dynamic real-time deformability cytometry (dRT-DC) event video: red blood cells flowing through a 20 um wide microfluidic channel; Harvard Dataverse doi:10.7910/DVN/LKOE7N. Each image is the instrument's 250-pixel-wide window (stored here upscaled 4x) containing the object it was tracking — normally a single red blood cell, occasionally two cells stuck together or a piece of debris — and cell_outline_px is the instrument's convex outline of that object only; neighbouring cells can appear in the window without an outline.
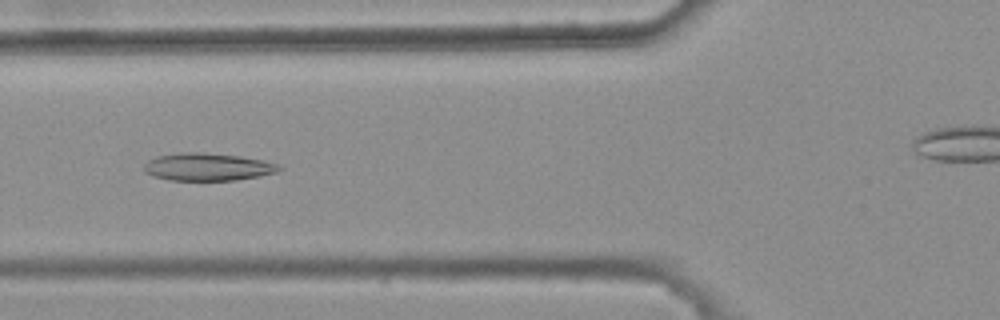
{"species": "common noctule bat (a hibernating species)", "species_latin": "Nyctalus noctula", "temperature_condition": "warm", "stored_images_in_passage": 6, "segment_of_instrument_passage": [1, 2], "camera_frame_rate_fps": 3000, "um_per_image_px": 0.085, "animal": {"sex": "female", "body_mass_g": 25.1}, "frame": {"image": 1, "passage_image": 4, "time_ms": 1.0, "image_size_px": [1000, 320], "cell_outline_px": [[284, 168], [276, 172], [260, 176], [236, 180], [168, 180], [152, 176], [144, 172], [144, 164], [148, 160], [156, 156], [184, 152], [204, 152], [240, 156], [264, 160], [276, 164]], "centroid_in_image_um": [17.63, 14.18], "position_along_channel_um": 108.2, "area_um2": 21.85}}
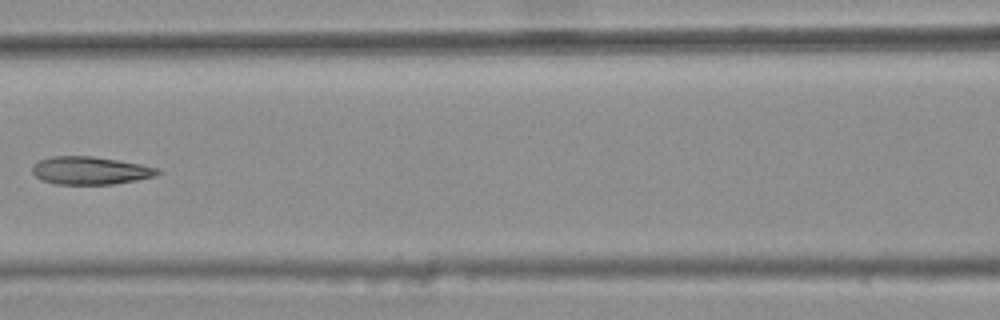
{"frame": {"image": 2, "passage_image": 5, "time_ms": 1.333, "image_size_px": [1000, 320], "cell_outline_px": [[160, 172], [156, 176], [136, 180], [112, 184], [56, 184], [44, 180], [36, 176], [32, 172], [32, 164], [40, 160], [52, 156], [92, 156], [140, 164], [160, 168]], "centroid_in_image_um": [7.68, 14.49], "position_along_channel_um": 158.9, "area_um2": 20.23}}